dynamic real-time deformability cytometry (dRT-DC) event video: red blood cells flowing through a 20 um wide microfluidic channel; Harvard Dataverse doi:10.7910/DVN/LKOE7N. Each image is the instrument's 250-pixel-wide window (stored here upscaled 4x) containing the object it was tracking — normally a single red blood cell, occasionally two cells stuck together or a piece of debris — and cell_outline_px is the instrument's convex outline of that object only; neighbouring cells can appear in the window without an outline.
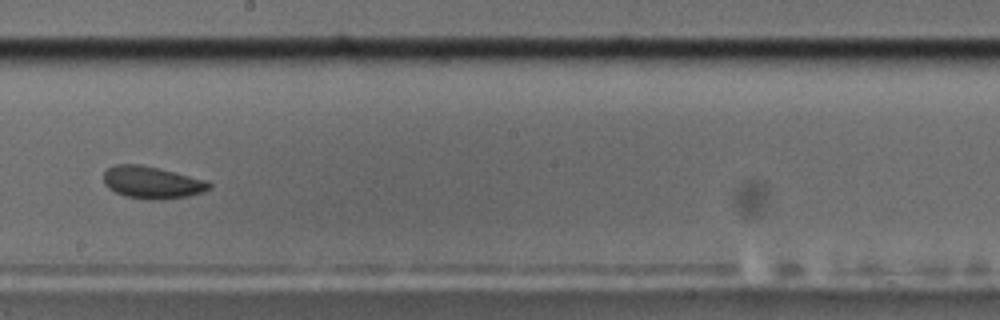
{"species": "common noctule bat (a hibernating species)", "species_latin": "Nyctalus noctula", "temperature_condition": "cold", "stored_images_in_passage": 11, "camera_frame_rate_fps": 3000, "um_per_image_px": 0.085, "animal": {"sex": "male", "body_mass_g": 17.5, "forearm_length_mm": 52.3}, "frame": {"image": 1, "passage_image": 10, "time_ms": 11.667, "image_size_px": [1000, 320], "cell_outline_px": [[212, 188], [204, 192], [188, 196], [152, 200], [128, 196], [116, 192], [108, 188], [104, 184], [104, 172], [108, 168], [116, 164], [140, 164], [208, 180], [212, 184]], "centroid_in_image_um": [12.95, 15.5], "position_along_channel_um": 235.2, "area_um2": 19.71}}